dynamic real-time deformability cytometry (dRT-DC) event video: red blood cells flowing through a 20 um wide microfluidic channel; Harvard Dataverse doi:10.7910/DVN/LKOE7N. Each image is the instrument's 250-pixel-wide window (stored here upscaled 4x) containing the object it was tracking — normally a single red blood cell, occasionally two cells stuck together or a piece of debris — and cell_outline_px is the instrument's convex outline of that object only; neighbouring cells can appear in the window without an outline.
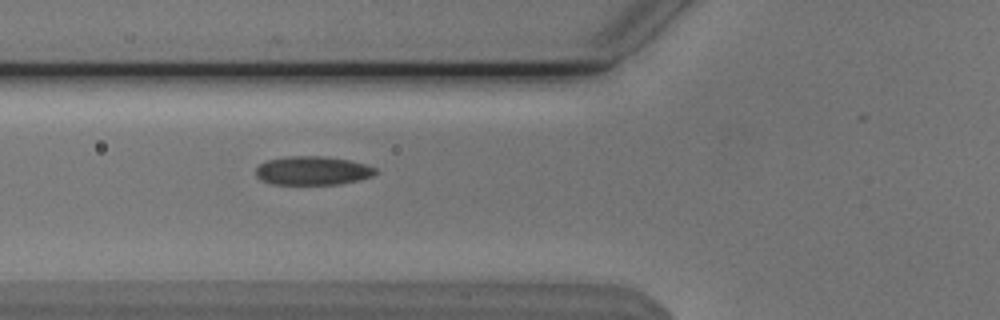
{"species": "Egyptian fruit bat (a non-hibernating species)", "species_latin": "Rousettus aegyptiacus", "temperature_condition": "cold", "stored_images_in_passage": 35, "camera_frame_rate_fps": 3000, "um_per_image_px": 0.085, "animal": {"sex": "male"}, "frame": {"image": 1, "passage_image": 8, "time_ms": 2.333, "image_size_px": [1000, 320], "cell_outline_px": [[372, 172], [364, 176], [348, 180], [316, 184], [292, 184], [272, 180], [264, 176], [260, 172], [260, 168], [264, 164], [280, 160], [336, 160], [368, 168]], "centroid_in_image_um": [26.53, 14.57], "position_along_channel_um": 99.3, "area_um2": 15.14}}
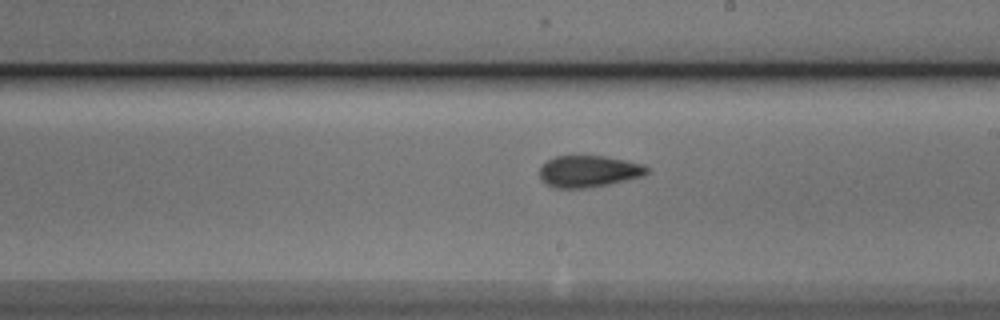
{"frame": {"image": 2, "passage_image": 19, "time_ms": 6.0, "image_size_px": [1000, 320], "cell_outline_px": [[644, 168], [640, 172], [628, 176], [612, 180], [584, 184], [556, 184], [548, 180], [544, 176], [544, 168], [548, 164], [556, 160], [608, 160], [628, 164]], "centroid_in_image_um": [49.94, 14.56], "position_along_channel_um": 239.1, "area_um2": 13.41}}
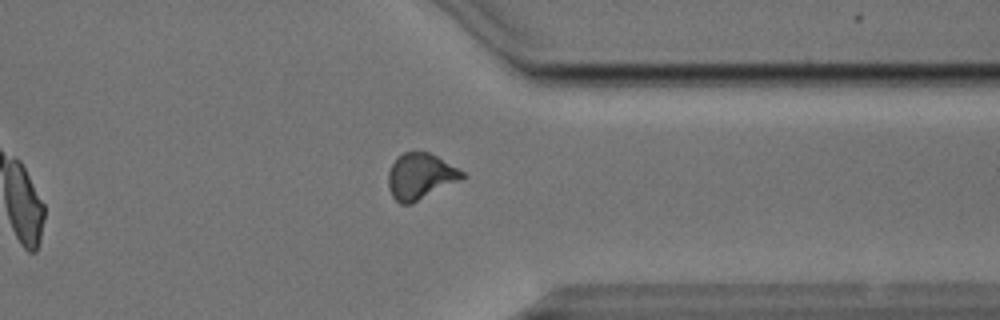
{"frame": {"image": 3, "passage_image": 30, "time_ms": 9.667, "image_size_px": [1000, 320], "cell_outline_px": [[464, 176], [412, 200], [400, 200], [392, 192], [392, 168], [396, 160], [400, 156], [408, 152], [424, 152], [440, 160], [460, 172]], "centroid_in_image_um": [35.72, 14.89], "position_along_channel_um": 375.7, "area_um2": 16.47}}